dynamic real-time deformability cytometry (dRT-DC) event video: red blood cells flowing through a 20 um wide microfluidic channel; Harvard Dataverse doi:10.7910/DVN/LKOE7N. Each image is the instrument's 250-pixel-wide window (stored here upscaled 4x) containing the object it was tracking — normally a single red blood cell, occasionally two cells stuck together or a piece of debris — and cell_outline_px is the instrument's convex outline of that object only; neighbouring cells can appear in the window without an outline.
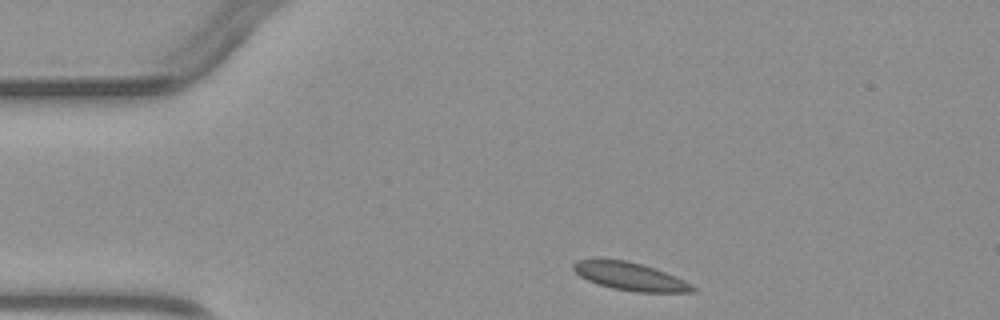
{"species": "common noctule bat (a hibernating species)", "species_latin": "Nyctalus noctula", "temperature_condition": "warm", "stored_images_in_passage": 2, "camera_frame_rate_fps": 3000, "um_per_image_px": 0.085, "animal": {"sex": "male", "body_mass_g": 23.1, "forearm_length_mm": 52.7}, "frame": {"image": 1, "passage_image": 1, "time_ms": 0.0, "image_size_px": [1000, 320], "cell_outline_px": [[696, 292], [636, 292], [612, 288], [588, 280], [580, 276], [572, 268], [572, 264], [576, 260], [624, 260], [640, 264], [676, 276], [692, 284], [696, 288]], "centroid_in_image_um": [53.59, 23.51], "position_along_channel_um": 31.4, "area_um2": 19.02}}